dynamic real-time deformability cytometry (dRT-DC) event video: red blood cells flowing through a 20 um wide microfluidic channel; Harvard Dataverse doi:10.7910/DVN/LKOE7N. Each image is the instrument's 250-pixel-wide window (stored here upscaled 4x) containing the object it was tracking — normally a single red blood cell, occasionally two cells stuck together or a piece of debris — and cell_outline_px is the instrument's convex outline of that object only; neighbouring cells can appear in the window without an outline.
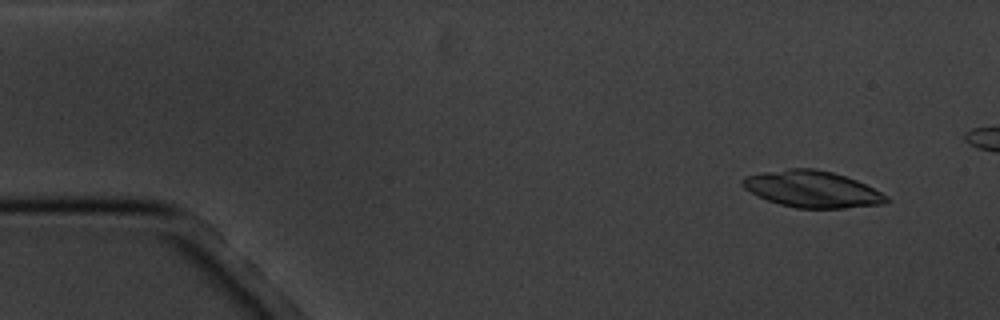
{"species": "common noctule bat (a hibernating species)", "species_latin": "Nyctalus noctula", "temperature_condition": "cold", "stored_images_in_passage": 5, "camera_frame_rate_fps": 3000, "um_per_image_px": 0.085, "animal": {"sex": "male", "body_mass_g": 20.1, "forearm_length_mm": 53.5}, "frame": {"image": 1, "passage_image": 1, "time_ms": 0.0, "image_size_px": [1000, 320], "cell_outline_px": [[892, 200], [884, 204], [844, 208], [796, 208], [780, 204], [756, 196], [744, 188], [740, 184], [740, 180], [744, 176], [764, 172], [788, 168], [812, 168], [832, 172], [856, 180], [888, 196]], "centroid_in_image_um": [69.01, 16.08], "position_along_channel_um": 16.0, "area_um2": 30.69}}